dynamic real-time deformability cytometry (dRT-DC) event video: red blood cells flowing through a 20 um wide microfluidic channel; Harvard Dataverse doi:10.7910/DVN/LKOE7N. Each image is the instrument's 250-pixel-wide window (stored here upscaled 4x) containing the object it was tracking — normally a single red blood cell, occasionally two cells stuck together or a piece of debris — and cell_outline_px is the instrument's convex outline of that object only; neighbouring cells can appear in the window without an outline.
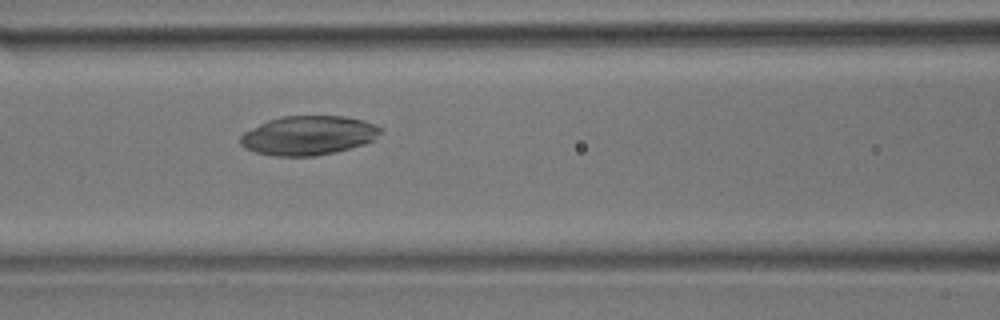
{"species": "common noctule bat (a hibernating species)", "species_latin": "Nyctalus noctula", "temperature_condition": "room temperature", "stored_images_in_passage": 40, "camera_frame_rate_fps": 3000, "um_per_image_px": 0.085, "animal": {"sex": "male", "body_mass_g": 17.9}, "frame": {"image": 1, "passage_image": 14, "time_ms": 4.333, "image_size_px": [1000, 320], "cell_outline_px": [[384, 132], [372, 140], [364, 144], [336, 152], [316, 156], [272, 156], [256, 152], [244, 148], [240, 144], [240, 136], [244, 132], [268, 120], [284, 116], [344, 116], [364, 120], [384, 128]], "centroid_in_image_um": [26.24, 11.51], "position_along_channel_um": 140.4, "area_um2": 32.19}}
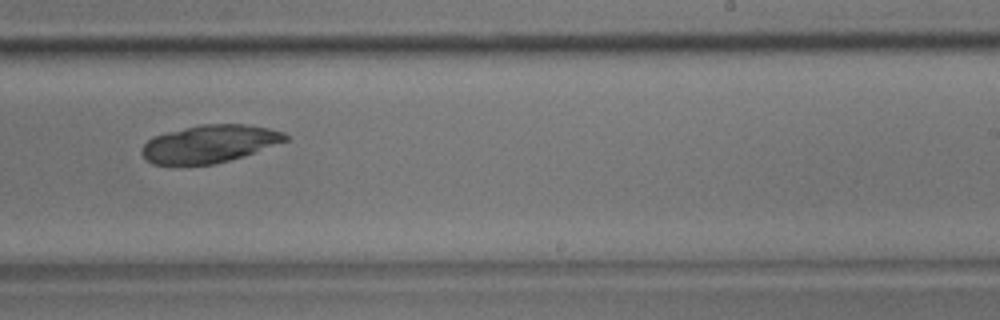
{"frame": {"image": 2, "passage_image": 23, "time_ms": 7.333, "image_size_px": [1000, 320], "cell_outline_px": [[288, 140], [244, 156], [212, 164], [152, 164], [140, 152], [144, 144], [152, 136], [200, 124], [248, 124], [268, 128], [284, 132], [288, 136]], "centroid_in_image_um": [17.82, 12.21], "position_along_channel_um": 271.2, "area_um2": 31.27}}
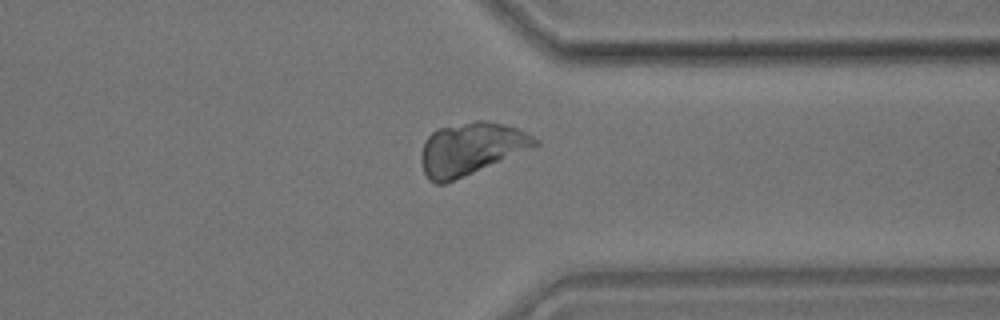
{"frame": {"image": 3, "passage_image": 30, "time_ms": 9.667, "image_size_px": [1000, 320], "cell_outline_px": [[540, 144], [444, 184], [436, 184], [428, 180], [424, 172], [420, 160], [420, 156], [424, 144], [428, 136], [436, 128], [476, 120], [488, 120], [516, 128], [540, 140]], "centroid_in_image_um": [39.98, 12.63], "position_along_channel_um": 371.4, "area_um2": 34.22}}